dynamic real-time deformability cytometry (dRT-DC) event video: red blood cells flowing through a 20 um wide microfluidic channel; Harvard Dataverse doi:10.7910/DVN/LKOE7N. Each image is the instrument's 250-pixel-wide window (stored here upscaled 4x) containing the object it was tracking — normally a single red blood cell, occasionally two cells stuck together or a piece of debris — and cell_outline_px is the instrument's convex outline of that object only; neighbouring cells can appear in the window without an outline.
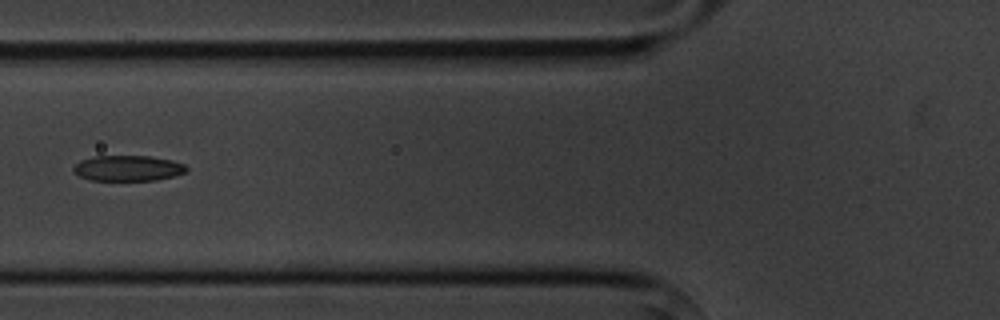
{"species": "common noctule bat (a hibernating species)", "species_latin": "Nyctalus noctula", "temperature_condition": "cold", "stored_images_in_passage": 6, "camera_frame_rate_fps": 3000, "um_per_image_px": 0.085, "animal": {"sex": "male", "body_mass_g": 20.1, "forearm_length_mm": 53.5}, "frame": {"image": 1, "passage_image": 6, "time_ms": 6.667, "image_size_px": [1000, 320], "cell_outline_px": [[188, 168], [184, 172], [172, 176], [156, 180], [88, 180], [80, 176], [72, 168], [80, 160], [92, 156], [148, 156], [172, 160], [184, 164]], "centroid_in_image_um": [10.85, 14.29], "position_along_channel_um": 115.0, "area_um2": 16.7}}